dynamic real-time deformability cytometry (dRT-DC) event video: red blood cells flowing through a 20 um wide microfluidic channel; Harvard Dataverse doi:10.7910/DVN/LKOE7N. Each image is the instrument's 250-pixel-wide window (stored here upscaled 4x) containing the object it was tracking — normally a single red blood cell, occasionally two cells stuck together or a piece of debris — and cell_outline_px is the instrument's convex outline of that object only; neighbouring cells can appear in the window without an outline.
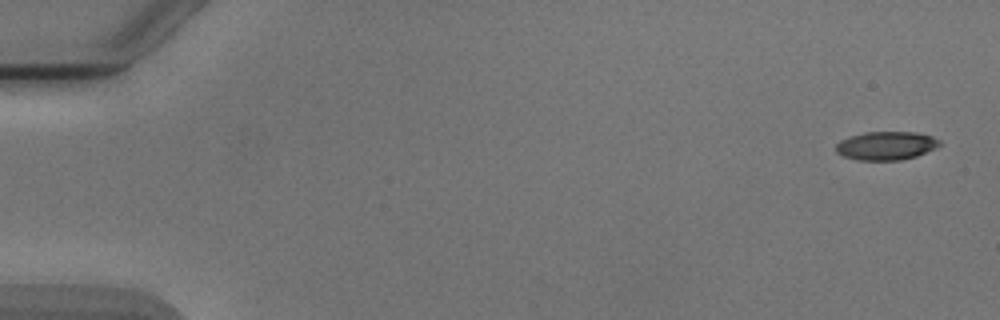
{"species": "Egyptian fruit bat (a non-hibernating species)", "species_latin": "Rousettus aegyptiacus", "temperature_condition": "cold", "stored_images_in_passage": 5, "camera_frame_rate_fps": 3000, "um_per_image_px": 0.085, "animal": {"sex": "male"}, "frame": {"image": 1, "passage_image": 1, "time_ms": 0.0, "image_size_px": [1000, 320], "cell_outline_px": [[940, 144], [936, 148], [916, 156], [900, 160], [856, 160], [844, 156], [836, 152], [836, 144], [840, 140], [848, 136], [864, 132], [916, 132], [932, 136], [940, 140]], "centroid_in_image_um": [75.31, 12.38], "position_along_channel_um": 9.7, "area_um2": 17.28}}
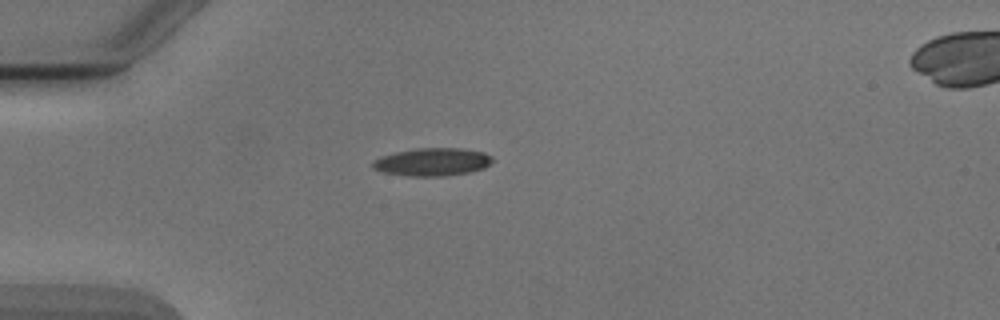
{"frame": {"image": 2, "passage_image": 4, "time_ms": 4.333, "image_size_px": [1000, 320], "cell_outline_px": [[492, 160], [484, 168], [468, 172], [448, 176], [408, 176], [384, 172], [372, 168], [372, 160], [380, 156], [396, 152], [416, 148], [460, 148], [484, 152], [492, 156]], "centroid_in_image_um": [36.72, 13.76], "position_along_channel_um": 48.3, "area_um2": 19.48}}